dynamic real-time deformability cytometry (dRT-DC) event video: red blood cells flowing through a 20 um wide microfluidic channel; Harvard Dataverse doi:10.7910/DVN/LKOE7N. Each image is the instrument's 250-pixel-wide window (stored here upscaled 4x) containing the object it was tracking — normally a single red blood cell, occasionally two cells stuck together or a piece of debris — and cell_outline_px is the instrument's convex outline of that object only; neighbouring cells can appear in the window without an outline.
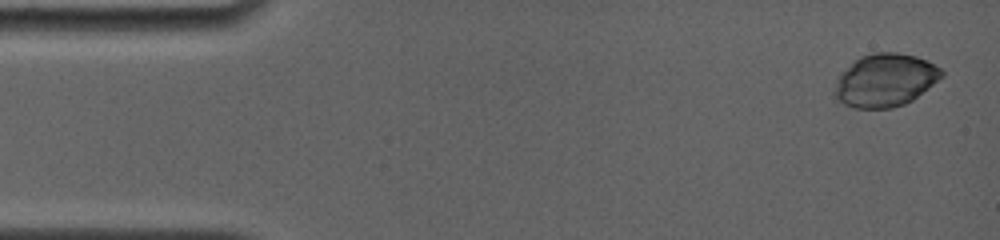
{"species": "common noctule bat (a hibernating species)", "species_latin": "Nyctalus noctula", "temperature_condition": "room temperature", "stored_images_in_passage": 17, "camera_frame_rate_fps": 4000, "um_per_image_px": 0.085, "animal": {"sex": "female", "body_mass_g": 19.0, "forearm_length_mm": 56.7}, "frame": {"image": 1, "passage_image": 3, "time_ms": 0.5, "image_size_px": [1000, 240], "cell_outline_px": [[944, 76], [912, 100], [904, 104], [892, 108], [856, 108], [844, 104], [836, 100], [832, 92], [836, 80], [840, 72], [860, 56], [872, 52], [896, 52], [916, 56], [928, 60], [940, 68], [944, 72]], "centroid_in_image_um": [75.21, 6.81], "position_along_channel_um": 9.8, "area_um2": 33.35}}